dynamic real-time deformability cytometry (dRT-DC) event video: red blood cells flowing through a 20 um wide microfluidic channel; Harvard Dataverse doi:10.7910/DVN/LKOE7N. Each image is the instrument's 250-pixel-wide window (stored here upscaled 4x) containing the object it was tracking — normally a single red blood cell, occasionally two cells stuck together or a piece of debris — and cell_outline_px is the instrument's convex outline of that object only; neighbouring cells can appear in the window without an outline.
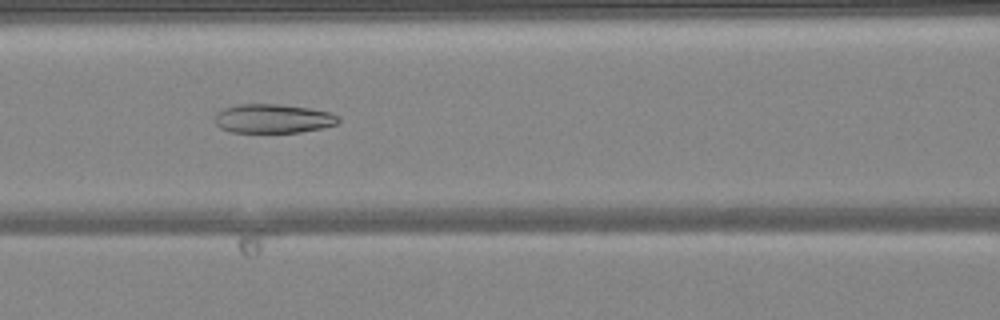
{"species": "common noctule bat (a hibernating species)", "species_latin": "Nyctalus noctula", "temperature_condition": "warm", "stored_images_in_passage": 34, "camera_frame_rate_fps": 3000, "um_per_image_px": 0.085, "animal": {"sex": "female", "body_mass_g": 24.6, "forearm_length_mm": 56.2}, "frame": {"image": 1, "passage_image": 14, "time_ms": 4.333, "image_size_px": [1000, 320], "cell_outline_px": [[340, 120], [336, 124], [324, 128], [300, 132], [232, 132], [220, 128], [216, 124], [216, 116], [224, 108], [240, 104], [280, 104], [308, 108], [332, 112], [340, 116]], "centroid_in_image_um": [23.28, 10.08], "position_along_channel_um": 143.3, "area_um2": 20.87}}
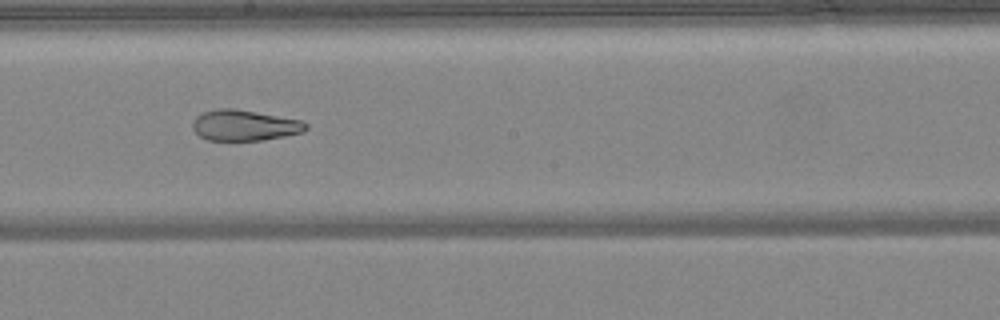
{"frame": {"image": 2, "passage_image": 20, "time_ms": 6.333, "image_size_px": [1000, 320], "cell_outline_px": [[308, 128], [304, 132], [264, 140], [208, 140], [200, 136], [192, 128], [192, 120], [200, 112], [220, 108], [232, 108], [304, 120], [308, 124]], "centroid_in_image_um": [20.79, 10.64], "position_along_channel_um": 227.4, "area_um2": 20.52}}
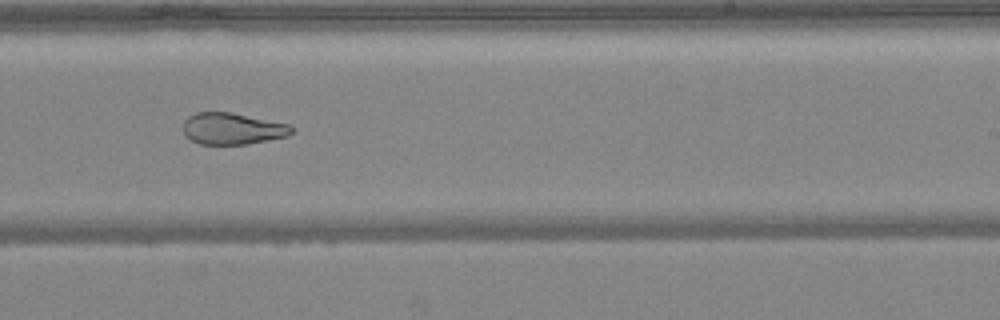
{"frame": {"image": 3, "passage_image": 23, "time_ms": 7.333, "image_size_px": [1000, 320], "cell_outline_px": [[292, 132], [288, 136], [248, 144], [200, 144], [184, 136], [184, 120], [188, 116], [196, 112], [232, 112], [292, 124]], "centroid_in_image_um": [19.77, 10.92], "position_along_channel_um": 269.2, "area_um2": 20.17}, "authors_computed_cell_mechanics": {"area_um2": 21.5305, "velocity_mm_per_s": 4.2186, "shape_relaxation_time_tau1_ms": null, "shape_relaxation_time_tau2_ms": 2.4383, "deformation_change_tau1": null, "deformation_change_tau2": 0.0861}}